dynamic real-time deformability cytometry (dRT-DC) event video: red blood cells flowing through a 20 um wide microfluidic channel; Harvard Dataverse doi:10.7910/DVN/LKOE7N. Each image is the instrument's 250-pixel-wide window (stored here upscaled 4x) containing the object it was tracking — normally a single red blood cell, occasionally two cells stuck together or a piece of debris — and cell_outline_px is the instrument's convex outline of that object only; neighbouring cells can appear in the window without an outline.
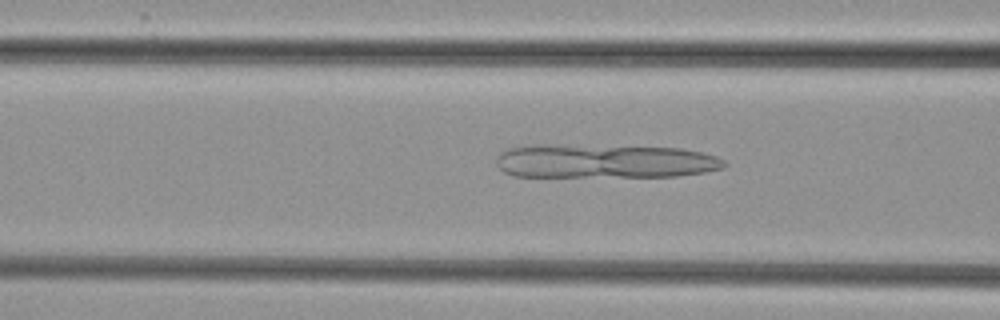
{"species": "common noctule bat (a hibernating species)", "species_latin": "Nyctalus noctula", "temperature_condition": "cold", "stored_images_in_passage": 42, "camera_frame_rate_fps": 3000, "um_per_image_px": 0.085, "animal": {"sex": "female", "body_mass_g": 29.2, "forearm_length_mm": 56.3}, "frame": {"image": 1, "passage_image": 21, "time_ms": 6.667, "image_size_px": [1000, 320], "cell_outline_px": [[728, 164], [724, 168], [704, 172], [676, 176], [512, 176], [504, 172], [496, 164], [496, 156], [500, 152], [508, 148], [536, 144], [544, 144], [680, 148], [704, 152], [716, 156], [724, 160]], "centroid_in_image_um": [51.37, 13.69], "position_along_channel_um": 115.2, "area_um2": 45.26}}
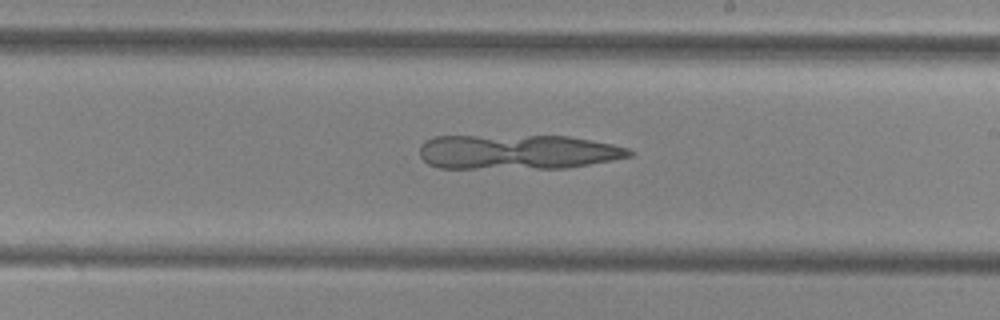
{"frame": {"image": 2, "passage_image": 31, "time_ms": 10.0, "image_size_px": [1000, 320], "cell_outline_px": [[632, 156], [612, 160], [568, 168], [440, 168], [428, 164], [420, 156], [420, 144], [424, 140], [432, 136], [568, 136], [592, 140], [612, 144], [628, 148], [632, 152]], "centroid_in_image_um": [43.96, 12.91], "position_along_channel_um": 245.0, "area_um2": 42.6}}
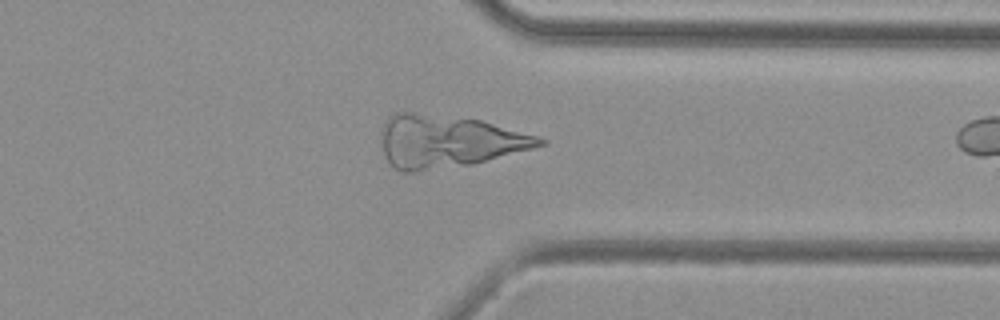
{"frame": {"image": 3, "passage_image": 41, "time_ms": 13.333, "image_size_px": [1000, 320], "cell_outline_px": [[548, 144], [472, 164], [416, 172], [400, 172], [388, 160], [384, 152], [380, 132], [380, 128], [384, 120], [388, 116], [396, 112], [412, 112], [480, 120], [536, 136], [548, 140]], "centroid_in_image_um": [38.05, 12.01], "position_along_channel_um": 373.4, "area_um2": 48.15}}